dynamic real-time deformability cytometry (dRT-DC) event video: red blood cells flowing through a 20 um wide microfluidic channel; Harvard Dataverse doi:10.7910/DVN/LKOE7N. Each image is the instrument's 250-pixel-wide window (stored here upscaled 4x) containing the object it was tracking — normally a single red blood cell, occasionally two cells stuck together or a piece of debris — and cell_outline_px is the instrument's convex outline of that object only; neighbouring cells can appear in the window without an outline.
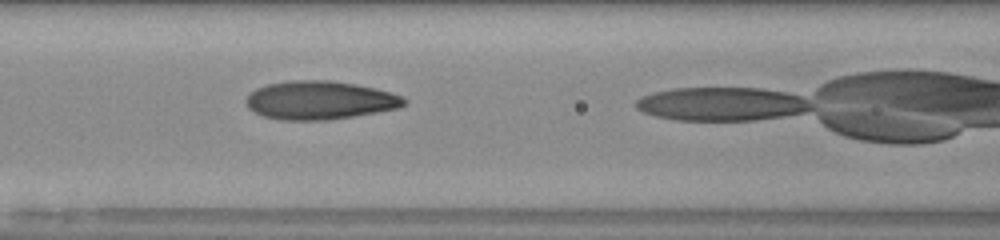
{"species": "human", "species_latin": "Homo sapiens", "temperature_condition": "room temperature", "stored_images_in_passage": 12, "camera_frame_rate_fps": 3000, "um_per_image_px": 0.085, "donor": {"sex": "male"}, "frame": {"image": 1, "passage_image": 6, "time_ms": 1.667, "image_size_px": [1000, 240], "cell_outline_px": [[408, 104], [396, 108], [376, 112], [328, 120], [280, 120], [264, 116], [248, 108], [244, 100], [256, 88], [268, 84], [292, 80], [332, 80], [356, 84], [404, 96], [408, 100]], "centroid_in_image_um": [27.18, 8.52], "position_along_channel_um": 139.4, "area_um2": 35.32}}